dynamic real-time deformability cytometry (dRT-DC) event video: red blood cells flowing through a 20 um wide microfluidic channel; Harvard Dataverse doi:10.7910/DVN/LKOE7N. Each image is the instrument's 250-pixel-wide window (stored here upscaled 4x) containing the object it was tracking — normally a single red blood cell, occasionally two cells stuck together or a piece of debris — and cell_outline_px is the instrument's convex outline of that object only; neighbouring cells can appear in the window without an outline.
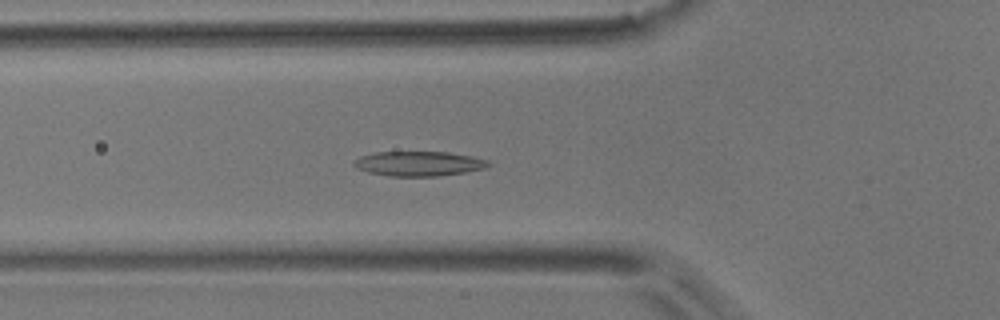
{"species": "common noctule bat (a hibernating species)", "species_latin": "Nyctalus noctula", "temperature_condition": "room temperature", "stored_images_in_passage": 54, "camera_frame_rate_fps": 3000, "um_per_image_px": 0.085, "animal": {"sex": "male", "body_mass_g": 17.9}, "frame": {"image": 1, "passage_image": 19, "time_ms": 6.0, "image_size_px": [1000, 320], "cell_outline_px": [[492, 164], [488, 168], [440, 176], [388, 176], [368, 172], [356, 168], [352, 164], [352, 160], [360, 156], [376, 152], [448, 152], [472, 156], [488, 160]], "centroid_in_image_um": [35.6, 13.91], "position_along_channel_um": 90.2, "area_um2": 19.59}}
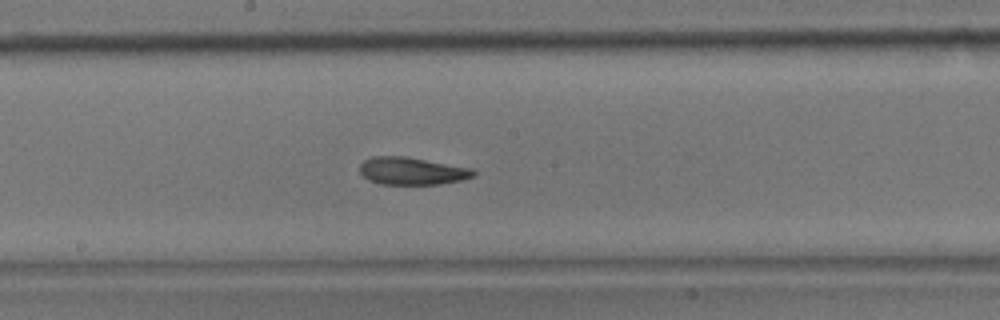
{"frame": {"image": 2, "passage_image": 29, "time_ms": 9.333, "image_size_px": [1000, 320], "cell_outline_px": [[476, 172], [472, 176], [460, 180], [440, 184], [380, 184], [368, 180], [360, 172], [360, 164], [364, 160], [372, 156], [408, 156], [472, 168]], "centroid_in_image_um": [34.99, 14.52], "position_along_channel_um": 213.2, "area_um2": 18.26}}
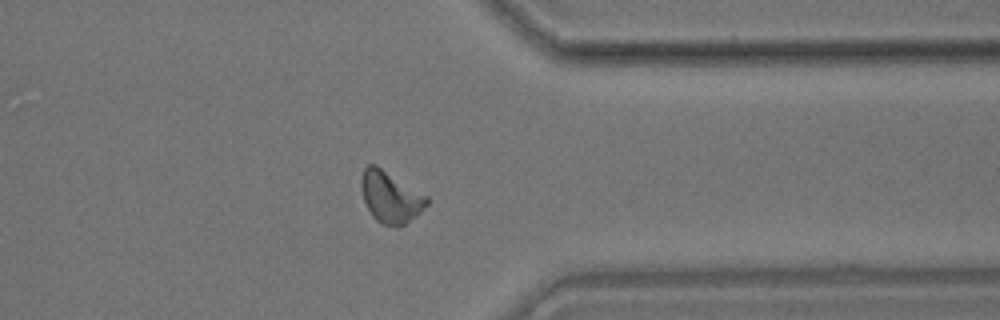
{"frame": {"image": 3, "passage_image": 43, "time_ms": 14.0, "image_size_px": [1000, 320], "cell_outline_px": [[428, 204], [416, 216], [400, 228], [396, 228], [384, 224], [376, 220], [372, 216], [364, 200], [360, 184], [360, 180], [364, 168], [368, 164], [376, 164], [428, 196]], "centroid_in_image_um": [33.19, 16.75], "position_along_channel_um": 378.2, "area_um2": 19.83}, "authors_computed_cell_mechanics": {"area_um2": 18.9006, "velocity_mm_per_s": 3.6735, "shape_relaxation_time_tau1_ms": 4.7584, "shape_relaxation_time_tau2_ms": 4.2333, "deformation_change_tau1": 0.1343, "deformation_change_tau2": 0.1071}}